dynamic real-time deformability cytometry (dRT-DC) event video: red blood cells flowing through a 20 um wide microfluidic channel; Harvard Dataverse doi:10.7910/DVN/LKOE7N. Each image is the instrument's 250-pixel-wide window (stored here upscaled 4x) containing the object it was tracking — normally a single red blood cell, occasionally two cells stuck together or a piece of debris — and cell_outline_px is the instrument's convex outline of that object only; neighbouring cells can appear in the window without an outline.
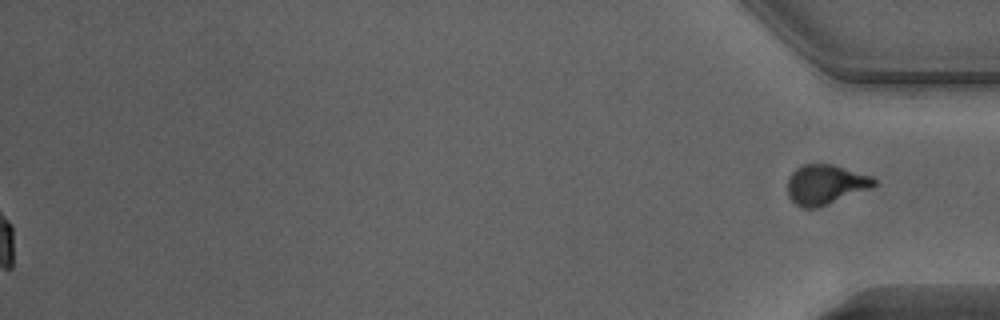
{"species": "Egyptian fruit bat (a non-hibernating species)", "species_latin": "Rousettus aegyptiacus", "temperature_condition": "warm", "stored_images_in_passage": 39, "segment_of_instrument_passage": [2, 2], "camera_frame_rate_fps": 3000, "um_per_image_px": 0.085, "animal": {"sex": "male"}, "frame": {"image": 1, "passage_image": 39, "time_ms": 12.667, "image_size_px": [1000, 320], "cell_outline_px": [[880, 184], [816, 208], [800, 208], [788, 196], [788, 176], [796, 168], [804, 164], [832, 164], [872, 176]], "centroid_in_image_um": [70.15, 15.67], "position_along_channel_um": 365.0, "area_um2": 19.94}}